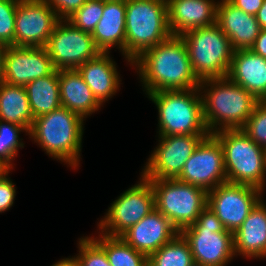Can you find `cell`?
<instances>
[{
    "mask_svg": "<svg viewBox=\"0 0 266 266\" xmlns=\"http://www.w3.org/2000/svg\"><path fill=\"white\" fill-rule=\"evenodd\" d=\"M262 193L253 186L224 182L208 191L207 207L216 214L226 230L234 233L262 199Z\"/></svg>",
    "mask_w": 266,
    "mask_h": 266,
    "instance_id": "13",
    "label": "cell"
},
{
    "mask_svg": "<svg viewBox=\"0 0 266 266\" xmlns=\"http://www.w3.org/2000/svg\"><path fill=\"white\" fill-rule=\"evenodd\" d=\"M51 266H75L68 258L61 259Z\"/></svg>",
    "mask_w": 266,
    "mask_h": 266,
    "instance_id": "40",
    "label": "cell"
},
{
    "mask_svg": "<svg viewBox=\"0 0 266 266\" xmlns=\"http://www.w3.org/2000/svg\"><path fill=\"white\" fill-rule=\"evenodd\" d=\"M179 233L189 244L194 262L206 266H226L236 256L233 233L225 229L207 206L194 224Z\"/></svg>",
    "mask_w": 266,
    "mask_h": 266,
    "instance_id": "8",
    "label": "cell"
},
{
    "mask_svg": "<svg viewBox=\"0 0 266 266\" xmlns=\"http://www.w3.org/2000/svg\"><path fill=\"white\" fill-rule=\"evenodd\" d=\"M106 252L112 266H148V256L135 250L120 237H109L99 233L92 237Z\"/></svg>",
    "mask_w": 266,
    "mask_h": 266,
    "instance_id": "27",
    "label": "cell"
},
{
    "mask_svg": "<svg viewBox=\"0 0 266 266\" xmlns=\"http://www.w3.org/2000/svg\"><path fill=\"white\" fill-rule=\"evenodd\" d=\"M84 121L75 112L61 106L35 118L28 135L48 156L77 169L80 164Z\"/></svg>",
    "mask_w": 266,
    "mask_h": 266,
    "instance_id": "3",
    "label": "cell"
},
{
    "mask_svg": "<svg viewBox=\"0 0 266 266\" xmlns=\"http://www.w3.org/2000/svg\"><path fill=\"white\" fill-rule=\"evenodd\" d=\"M126 5L125 0H104L101 19L92 38L101 52L117 47L125 58Z\"/></svg>",
    "mask_w": 266,
    "mask_h": 266,
    "instance_id": "23",
    "label": "cell"
},
{
    "mask_svg": "<svg viewBox=\"0 0 266 266\" xmlns=\"http://www.w3.org/2000/svg\"><path fill=\"white\" fill-rule=\"evenodd\" d=\"M7 171L8 169L0 163V177Z\"/></svg>",
    "mask_w": 266,
    "mask_h": 266,
    "instance_id": "41",
    "label": "cell"
},
{
    "mask_svg": "<svg viewBox=\"0 0 266 266\" xmlns=\"http://www.w3.org/2000/svg\"><path fill=\"white\" fill-rule=\"evenodd\" d=\"M249 138L266 150V101H260L242 128Z\"/></svg>",
    "mask_w": 266,
    "mask_h": 266,
    "instance_id": "32",
    "label": "cell"
},
{
    "mask_svg": "<svg viewBox=\"0 0 266 266\" xmlns=\"http://www.w3.org/2000/svg\"><path fill=\"white\" fill-rule=\"evenodd\" d=\"M137 71L145 94L158 91L190 90L200 85L181 36L171 35L136 58Z\"/></svg>",
    "mask_w": 266,
    "mask_h": 266,
    "instance_id": "1",
    "label": "cell"
},
{
    "mask_svg": "<svg viewBox=\"0 0 266 266\" xmlns=\"http://www.w3.org/2000/svg\"><path fill=\"white\" fill-rule=\"evenodd\" d=\"M125 59L129 65L143 52L168 39L167 1L125 0Z\"/></svg>",
    "mask_w": 266,
    "mask_h": 266,
    "instance_id": "4",
    "label": "cell"
},
{
    "mask_svg": "<svg viewBox=\"0 0 266 266\" xmlns=\"http://www.w3.org/2000/svg\"><path fill=\"white\" fill-rule=\"evenodd\" d=\"M193 72L200 80L226 77L234 49L217 23L193 29L181 35Z\"/></svg>",
    "mask_w": 266,
    "mask_h": 266,
    "instance_id": "7",
    "label": "cell"
},
{
    "mask_svg": "<svg viewBox=\"0 0 266 266\" xmlns=\"http://www.w3.org/2000/svg\"><path fill=\"white\" fill-rule=\"evenodd\" d=\"M60 19L43 0H19L15 14V46L45 47Z\"/></svg>",
    "mask_w": 266,
    "mask_h": 266,
    "instance_id": "15",
    "label": "cell"
},
{
    "mask_svg": "<svg viewBox=\"0 0 266 266\" xmlns=\"http://www.w3.org/2000/svg\"><path fill=\"white\" fill-rule=\"evenodd\" d=\"M146 95L158 110V136L210 134L204 122L199 88Z\"/></svg>",
    "mask_w": 266,
    "mask_h": 266,
    "instance_id": "6",
    "label": "cell"
},
{
    "mask_svg": "<svg viewBox=\"0 0 266 266\" xmlns=\"http://www.w3.org/2000/svg\"><path fill=\"white\" fill-rule=\"evenodd\" d=\"M45 49L57 71L77 69L101 53L92 34L76 28L67 19L57 22Z\"/></svg>",
    "mask_w": 266,
    "mask_h": 266,
    "instance_id": "11",
    "label": "cell"
},
{
    "mask_svg": "<svg viewBox=\"0 0 266 266\" xmlns=\"http://www.w3.org/2000/svg\"><path fill=\"white\" fill-rule=\"evenodd\" d=\"M227 77L259 101H266V59L248 50L233 53Z\"/></svg>",
    "mask_w": 266,
    "mask_h": 266,
    "instance_id": "22",
    "label": "cell"
},
{
    "mask_svg": "<svg viewBox=\"0 0 266 266\" xmlns=\"http://www.w3.org/2000/svg\"><path fill=\"white\" fill-rule=\"evenodd\" d=\"M209 134L158 136V145L147 159L145 179H177L200 141Z\"/></svg>",
    "mask_w": 266,
    "mask_h": 266,
    "instance_id": "12",
    "label": "cell"
},
{
    "mask_svg": "<svg viewBox=\"0 0 266 266\" xmlns=\"http://www.w3.org/2000/svg\"><path fill=\"white\" fill-rule=\"evenodd\" d=\"M217 3L215 0H167L171 34L181 36L193 29L215 24Z\"/></svg>",
    "mask_w": 266,
    "mask_h": 266,
    "instance_id": "18",
    "label": "cell"
},
{
    "mask_svg": "<svg viewBox=\"0 0 266 266\" xmlns=\"http://www.w3.org/2000/svg\"><path fill=\"white\" fill-rule=\"evenodd\" d=\"M25 88L34 119L62 106L57 70L48 76L29 82Z\"/></svg>",
    "mask_w": 266,
    "mask_h": 266,
    "instance_id": "26",
    "label": "cell"
},
{
    "mask_svg": "<svg viewBox=\"0 0 266 266\" xmlns=\"http://www.w3.org/2000/svg\"><path fill=\"white\" fill-rule=\"evenodd\" d=\"M28 131L13 123L0 120V163L8 170L13 169V160L17 157L19 148H24L23 138L19 134Z\"/></svg>",
    "mask_w": 266,
    "mask_h": 266,
    "instance_id": "29",
    "label": "cell"
},
{
    "mask_svg": "<svg viewBox=\"0 0 266 266\" xmlns=\"http://www.w3.org/2000/svg\"><path fill=\"white\" fill-rule=\"evenodd\" d=\"M235 7L242 9L247 14L256 15L264 0H228Z\"/></svg>",
    "mask_w": 266,
    "mask_h": 266,
    "instance_id": "36",
    "label": "cell"
},
{
    "mask_svg": "<svg viewBox=\"0 0 266 266\" xmlns=\"http://www.w3.org/2000/svg\"><path fill=\"white\" fill-rule=\"evenodd\" d=\"M55 67L45 47L7 46L4 54V82L25 87L48 76Z\"/></svg>",
    "mask_w": 266,
    "mask_h": 266,
    "instance_id": "16",
    "label": "cell"
},
{
    "mask_svg": "<svg viewBox=\"0 0 266 266\" xmlns=\"http://www.w3.org/2000/svg\"><path fill=\"white\" fill-rule=\"evenodd\" d=\"M55 12L59 19L70 18L77 10H79L86 0H43Z\"/></svg>",
    "mask_w": 266,
    "mask_h": 266,
    "instance_id": "35",
    "label": "cell"
},
{
    "mask_svg": "<svg viewBox=\"0 0 266 266\" xmlns=\"http://www.w3.org/2000/svg\"><path fill=\"white\" fill-rule=\"evenodd\" d=\"M250 50L266 59V29H261Z\"/></svg>",
    "mask_w": 266,
    "mask_h": 266,
    "instance_id": "37",
    "label": "cell"
},
{
    "mask_svg": "<svg viewBox=\"0 0 266 266\" xmlns=\"http://www.w3.org/2000/svg\"><path fill=\"white\" fill-rule=\"evenodd\" d=\"M59 90L61 105L81 116L84 120L99 111L101 104L77 69L59 70Z\"/></svg>",
    "mask_w": 266,
    "mask_h": 266,
    "instance_id": "24",
    "label": "cell"
},
{
    "mask_svg": "<svg viewBox=\"0 0 266 266\" xmlns=\"http://www.w3.org/2000/svg\"><path fill=\"white\" fill-rule=\"evenodd\" d=\"M213 135L223 149L227 182L253 186L263 192L266 150L255 144L243 129H225Z\"/></svg>",
    "mask_w": 266,
    "mask_h": 266,
    "instance_id": "5",
    "label": "cell"
},
{
    "mask_svg": "<svg viewBox=\"0 0 266 266\" xmlns=\"http://www.w3.org/2000/svg\"><path fill=\"white\" fill-rule=\"evenodd\" d=\"M109 54L110 52H101L77 68L101 105L111 99L119 91L120 84H122L116 68L117 64Z\"/></svg>",
    "mask_w": 266,
    "mask_h": 266,
    "instance_id": "20",
    "label": "cell"
},
{
    "mask_svg": "<svg viewBox=\"0 0 266 266\" xmlns=\"http://www.w3.org/2000/svg\"><path fill=\"white\" fill-rule=\"evenodd\" d=\"M198 88L204 122L210 134L225 129H242L260 102L227 76L202 80Z\"/></svg>",
    "mask_w": 266,
    "mask_h": 266,
    "instance_id": "2",
    "label": "cell"
},
{
    "mask_svg": "<svg viewBox=\"0 0 266 266\" xmlns=\"http://www.w3.org/2000/svg\"><path fill=\"white\" fill-rule=\"evenodd\" d=\"M192 262L189 244L180 233L148 256V266H189Z\"/></svg>",
    "mask_w": 266,
    "mask_h": 266,
    "instance_id": "28",
    "label": "cell"
},
{
    "mask_svg": "<svg viewBox=\"0 0 266 266\" xmlns=\"http://www.w3.org/2000/svg\"><path fill=\"white\" fill-rule=\"evenodd\" d=\"M10 170L0 177V213L8 211L14 204L16 187L8 177Z\"/></svg>",
    "mask_w": 266,
    "mask_h": 266,
    "instance_id": "34",
    "label": "cell"
},
{
    "mask_svg": "<svg viewBox=\"0 0 266 266\" xmlns=\"http://www.w3.org/2000/svg\"><path fill=\"white\" fill-rule=\"evenodd\" d=\"M216 23L236 50L250 49L260 33V25L254 15L232 5L228 0H218Z\"/></svg>",
    "mask_w": 266,
    "mask_h": 266,
    "instance_id": "19",
    "label": "cell"
},
{
    "mask_svg": "<svg viewBox=\"0 0 266 266\" xmlns=\"http://www.w3.org/2000/svg\"><path fill=\"white\" fill-rule=\"evenodd\" d=\"M236 257L266 258V203L261 199L233 233Z\"/></svg>",
    "mask_w": 266,
    "mask_h": 266,
    "instance_id": "21",
    "label": "cell"
},
{
    "mask_svg": "<svg viewBox=\"0 0 266 266\" xmlns=\"http://www.w3.org/2000/svg\"><path fill=\"white\" fill-rule=\"evenodd\" d=\"M0 120L22 126L29 132L34 117L25 87L5 82L0 85Z\"/></svg>",
    "mask_w": 266,
    "mask_h": 266,
    "instance_id": "25",
    "label": "cell"
},
{
    "mask_svg": "<svg viewBox=\"0 0 266 266\" xmlns=\"http://www.w3.org/2000/svg\"><path fill=\"white\" fill-rule=\"evenodd\" d=\"M150 181L155 209L167 217L180 232L195 223L207 206L205 189L183 183L177 179H147Z\"/></svg>",
    "mask_w": 266,
    "mask_h": 266,
    "instance_id": "9",
    "label": "cell"
},
{
    "mask_svg": "<svg viewBox=\"0 0 266 266\" xmlns=\"http://www.w3.org/2000/svg\"><path fill=\"white\" fill-rule=\"evenodd\" d=\"M177 180L207 192L227 182L223 149L213 134L200 141Z\"/></svg>",
    "mask_w": 266,
    "mask_h": 266,
    "instance_id": "14",
    "label": "cell"
},
{
    "mask_svg": "<svg viewBox=\"0 0 266 266\" xmlns=\"http://www.w3.org/2000/svg\"><path fill=\"white\" fill-rule=\"evenodd\" d=\"M103 11L104 0H86L85 4L67 20L76 28L92 34Z\"/></svg>",
    "mask_w": 266,
    "mask_h": 266,
    "instance_id": "31",
    "label": "cell"
},
{
    "mask_svg": "<svg viewBox=\"0 0 266 266\" xmlns=\"http://www.w3.org/2000/svg\"><path fill=\"white\" fill-rule=\"evenodd\" d=\"M179 231L161 212L154 209L130 227L120 238L135 250L149 256L171 241Z\"/></svg>",
    "mask_w": 266,
    "mask_h": 266,
    "instance_id": "17",
    "label": "cell"
},
{
    "mask_svg": "<svg viewBox=\"0 0 266 266\" xmlns=\"http://www.w3.org/2000/svg\"><path fill=\"white\" fill-rule=\"evenodd\" d=\"M77 244L79 253L68 258L75 266H112L108 262L105 250L92 236L81 237Z\"/></svg>",
    "mask_w": 266,
    "mask_h": 266,
    "instance_id": "30",
    "label": "cell"
},
{
    "mask_svg": "<svg viewBox=\"0 0 266 266\" xmlns=\"http://www.w3.org/2000/svg\"><path fill=\"white\" fill-rule=\"evenodd\" d=\"M19 0H0V43L15 46V14Z\"/></svg>",
    "mask_w": 266,
    "mask_h": 266,
    "instance_id": "33",
    "label": "cell"
},
{
    "mask_svg": "<svg viewBox=\"0 0 266 266\" xmlns=\"http://www.w3.org/2000/svg\"><path fill=\"white\" fill-rule=\"evenodd\" d=\"M189 266H206V265L197 262H192Z\"/></svg>",
    "mask_w": 266,
    "mask_h": 266,
    "instance_id": "42",
    "label": "cell"
},
{
    "mask_svg": "<svg viewBox=\"0 0 266 266\" xmlns=\"http://www.w3.org/2000/svg\"><path fill=\"white\" fill-rule=\"evenodd\" d=\"M137 184L121 193L98 222V233L120 237L155 209L154 192L149 180L142 175Z\"/></svg>",
    "mask_w": 266,
    "mask_h": 266,
    "instance_id": "10",
    "label": "cell"
},
{
    "mask_svg": "<svg viewBox=\"0 0 266 266\" xmlns=\"http://www.w3.org/2000/svg\"><path fill=\"white\" fill-rule=\"evenodd\" d=\"M7 46L0 43V85L4 82V54Z\"/></svg>",
    "mask_w": 266,
    "mask_h": 266,
    "instance_id": "39",
    "label": "cell"
},
{
    "mask_svg": "<svg viewBox=\"0 0 266 266\" xmlns=\"http://www.w3.org/2000/svg\"><path fill=\"white\" fill-rule=\"evenodd\" d=\"M255 17L260 25V28L266 29V0L263 1V4L256 13Z\"/></svg>",
    "mask_w": 266,
    "mask_h": 266,
    "instance_id": "38",
    "label": "cell"
}]
</instances>
